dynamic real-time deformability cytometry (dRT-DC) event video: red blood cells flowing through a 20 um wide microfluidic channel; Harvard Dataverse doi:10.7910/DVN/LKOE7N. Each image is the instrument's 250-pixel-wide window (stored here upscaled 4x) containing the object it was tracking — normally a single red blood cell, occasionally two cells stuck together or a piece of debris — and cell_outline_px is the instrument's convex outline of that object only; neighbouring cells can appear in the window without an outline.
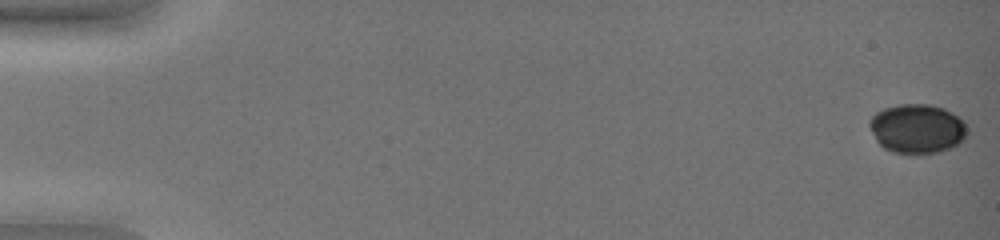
{"species": "common noctule bat (a hibernating species)", "species_latin": "Nyctalus noctula", "temperature_condition": "warm", "stored_images_in_passage": 50, "camera_frame_rate_fps": 3000, "um_per_image_px": 0.085, "animal": {"sex": "female", "body_mass_g": 19.0, "forearm_length_mm": 51.5}, "frame": {"image": 1, "passage_image": 1, "time_ms": 0.0, "image_size_px": [1000, 240], "cell_outline_px": [[968, 132], [964, 140], [940, 152], [892, 152], [884, 148], [876, 140], [868, 124], [868, 120], [876, 112], [884, 108], [900, 104], [928, 104], [944, 108], [952, 112], [964, 124]], "centroid_in_image_um": [77.93, 10.91], "position_along_channel_um": 7.1, "area_um2": 27.69}}
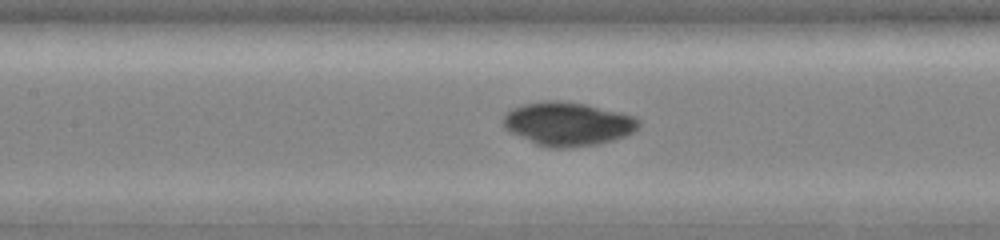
{"frame": {"image": 2, "passage_image": 26, "time_ms": 8.333, "image_size_px": [1000, 240], "cell_outline_px": [[640, 128], [624, 136], [600, 144], [572, 148], [548, 148], [536, 144], [508, 132], [504, 128], [500, 120], [504, 112], [512, 108], [524, 104], [544, 100], [560, 100], [584, 104], [620, 112], [636, 116], [640, 120]], "centroid_in_image_um": [48.22, 10.53], "position_along_channel_um": 159.2, "area_um2": 35.08}}
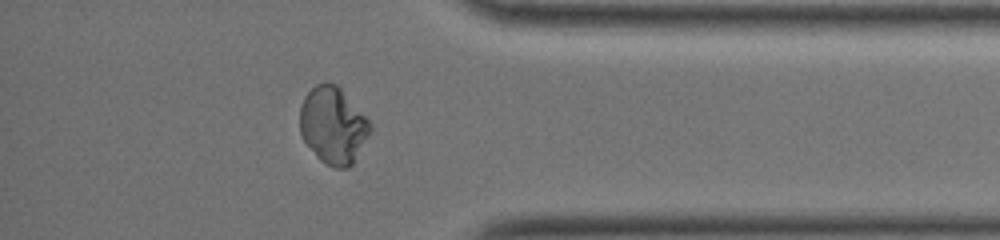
{"frame": {"image": 3, "passage_image": 45, "time_ms": 14.667, "image_size_px": [1000, 240], "cell_outline_px": [[372, 132], [352, 164], [348, 168], [332, 168], [324, 164], [316, 156], [304, 140], [300, 132], [300, 104], [304, 96], [316, 84], [328, 80], [336, 84], [340, 88], [372, 124]], "centroid_in_image_um": [28.31, 10.66], "position_along_channel_um": 406.9, "area_um2": 31.67}}